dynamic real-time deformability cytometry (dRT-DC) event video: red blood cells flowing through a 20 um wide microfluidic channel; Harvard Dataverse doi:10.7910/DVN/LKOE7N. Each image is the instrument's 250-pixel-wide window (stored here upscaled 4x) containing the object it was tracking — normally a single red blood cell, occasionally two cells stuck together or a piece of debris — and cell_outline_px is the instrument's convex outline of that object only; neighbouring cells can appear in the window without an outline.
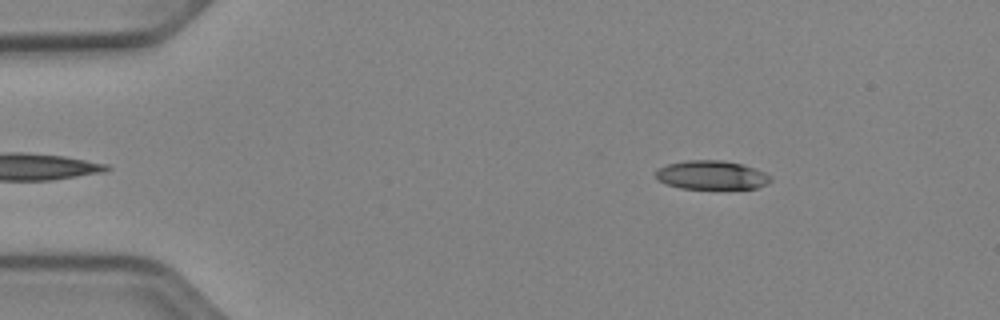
{"species": "Egyptian fruit bat (a non-hibernating species)", "species_latin": "Rousettus aegyptiacus", "temperature_condition": "cold", "stored_images_in_passage": 47, "camera_frame_rate_fps": 3000, "um_per_image_px": 0.085, "animal": {"sex": "female"}, "frame": {"image": 1, "passage_image": 3, "time_ms": 0.667, "image_size_px": [1000, 320], "cell_outline_px": [[772, 180], [768, 184], [756, 188], [680, 188], [668, 184], [660, 180], [656, 176], [656, 172], [660, 168], [668, 164], [688, 160], [720, 160], [744, 164], [764, 172], [772, 176]], "centroid_in_image_um": [60.55, 14.87], "position_along_channel_um": 24.5, "area_um2": 19.07}}
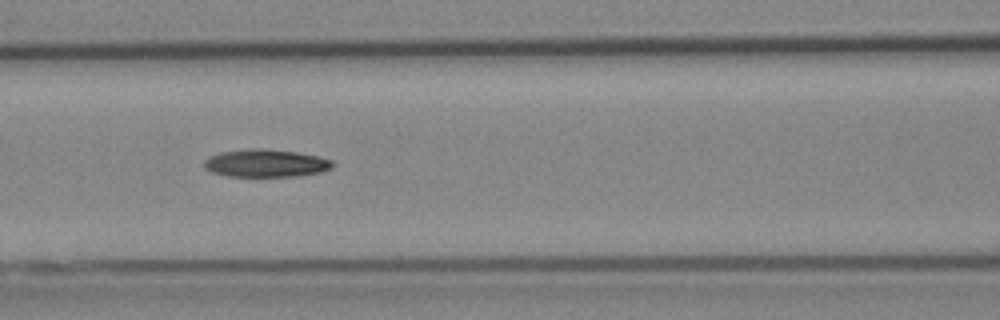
{"frame": {"image": 2, "passage_image": 18, "time_ms": 5.667, "image_size_px": [1000, 320], "cell_outline_px": [[336, 164], [332, 168], [320, 172], [296, 176], [228, 176], [212, 172], [204, 168], [204, 160], [208, 156], [220, 152], [252, 148], [264, 148], [296, 152], [316, 156], [332, 160]], "centroid_in_image_um": [22.58, 13.86], "position_along_channel_um": 144.0, "area_um2": 20.81}}
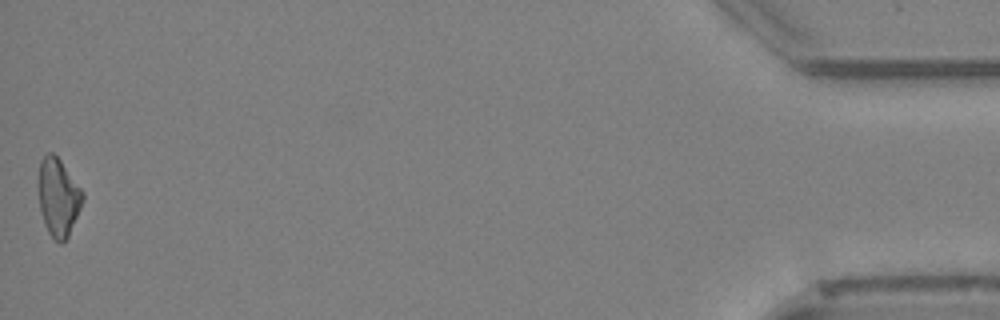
{"frame": {"image": 3, "passage_image": 47, "time_ms": 15.333, "image_size_px": [1000, 320], "cell_outline_px": [[84, 200], [68, 236], [60, 244], [48, 232], [44, 224], [40, 208], [36, 184], [36, 180], [40, 160], [48, 152], [52, 152], [60, 160], [84, 192]], "centroid_in_image_um": [4.92, 16.73], "position_along_channel_um": 430.3, "area_um2": 20.35}, "authors_computed_cell_mechanics": {"area_um2": 20.1144, "velocity_mm_per_s": 3.9289, "shape_relaxation_time_tau1_ms": 5.1277, "shape_relaxation_time_tau2_ms": null, "deformation_change_tau1": 0.1356, "deformation_change_tau2": null}}